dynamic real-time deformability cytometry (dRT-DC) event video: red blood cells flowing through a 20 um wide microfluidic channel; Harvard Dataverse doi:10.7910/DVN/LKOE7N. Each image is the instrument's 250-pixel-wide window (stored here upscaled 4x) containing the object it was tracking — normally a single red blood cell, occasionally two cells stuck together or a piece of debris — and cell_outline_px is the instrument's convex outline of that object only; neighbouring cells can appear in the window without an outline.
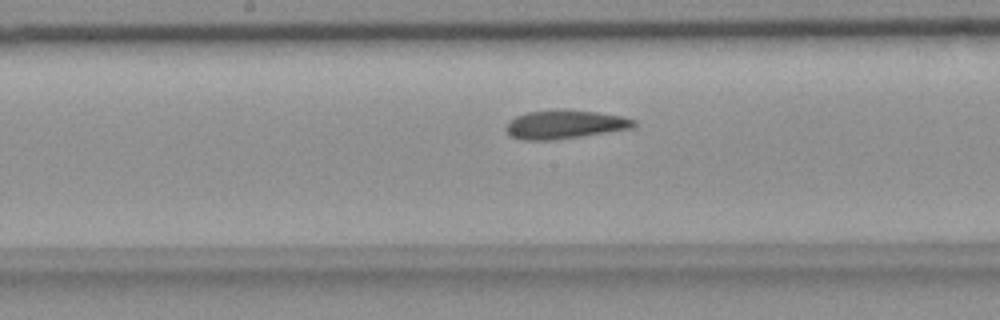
{"species": "common noctule bat (a hibernating species)", "species_latin": "Nyctalus noctula", "temperature_condition": "room temperature", "stored_images_in_passage": 43, "camera_frame_rate_fps": 3000, "um_per_image_px": 0.085, "animal": {"sex": "female", "body_mass_g": 18.4}, "frame": {"image": 1, "passage_image": 23, "time_ms": 7.333, "image_size_px": [1000, 320], "cell_outline_px": [[636, 124], [632, 128], [608, 132], [552, 140], [524, 140], [512, 136], [504, 128], [508, 120], [516, 116], [528, 112], [556, 108], [596, 112], [624, 116], [636, 120]], "centroid_in_image_um": [47.99, 10.56], "position_along_channel_um": 200.2, "area_um2": 21.5}}
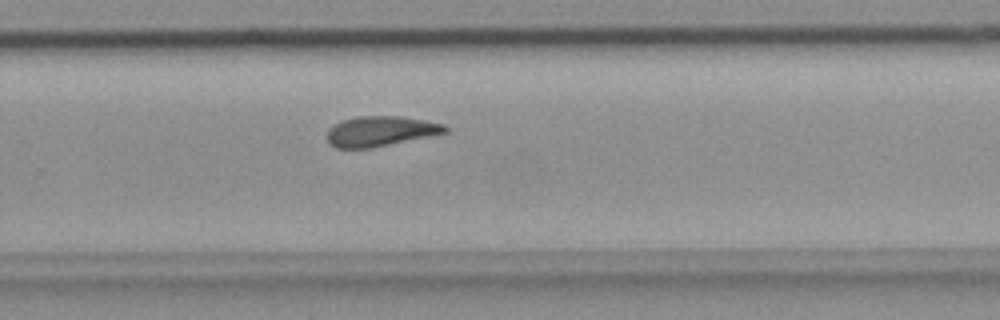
{"frame": {"image": 2, "passage_image": 31, "time_ms": 10.0, "image_size_px": [1000, 320], "cell_outline_px": [[448, 132], [372, 148], [336, 148], [328, 140], [328, 132], [336, 124], [344, 120], [356, 116], [400, 116], [424, 120], [444, 124], [448, 128]], "centroid_in_image_um": [32.38, 11.15], "position_along_channel_um": 297.4, "area_um2": 20.4}}
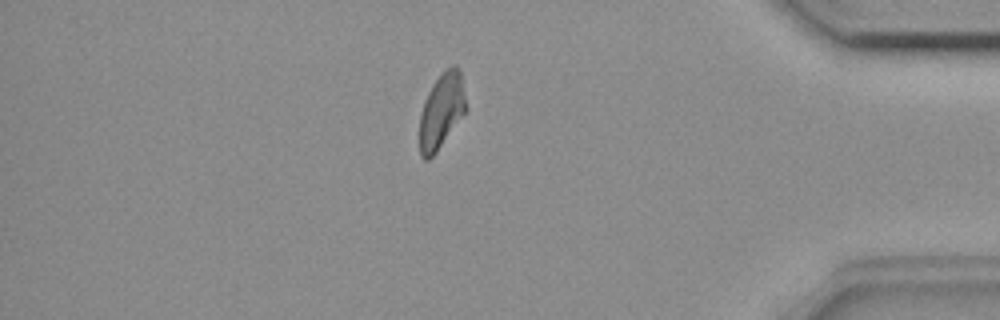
{"frame": {"image": 3, "passage_image": 42, "time_ms": 13.667, "image_size_px": [1000, 320], "cell_outline_px": [[464, 112], [436, 152], [428, 160], [424, 160], [420, 156], [420, 116], [424, 100], [432, 84], [440, 72], [444, 68], [452, 64], [456, 64], [460, 68], [464, 96]], "centroid_in_image_um": [37.49, 9.36], "position_along_channel_um": 397.7, "area_um2": 20.0}}